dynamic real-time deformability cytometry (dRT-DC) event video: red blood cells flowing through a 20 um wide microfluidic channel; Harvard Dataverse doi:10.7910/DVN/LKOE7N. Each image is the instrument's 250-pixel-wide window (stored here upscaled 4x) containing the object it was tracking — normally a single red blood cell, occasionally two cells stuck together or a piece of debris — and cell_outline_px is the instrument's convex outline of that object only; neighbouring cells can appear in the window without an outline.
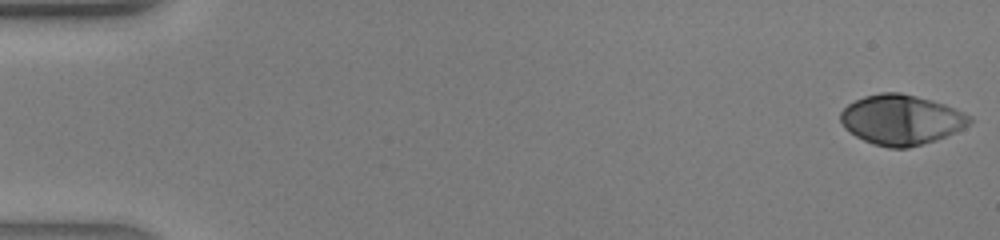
{"species": "human", "species_latin": "Homo sapiens", "temperature_condition": "warm", "stored_images_in_passage": 42, "camera_frame_rate_fps": 3000, "um_per_image_px": 0.085, "donor": {"sex": "male"}, "frame": {"image": 1, "passage_image": 1, "time_ms": 0.0, "image_size_px": [1000, 240], "cell_outline_px": [[972, 120], [964, 128], [936, 140], [908, 148], [888, 148], [864, 140], [856, 136], [844, 128], [840, 120], [840, 112], [848, 104], [864, 96], [880, 92], [900, 92], [932, 100], [944, 104], [972, 116]], "centroid_in_image_um": [76.59, 10.17], "position_along_channel_um": 8.4, "area_um2": 37.51}}
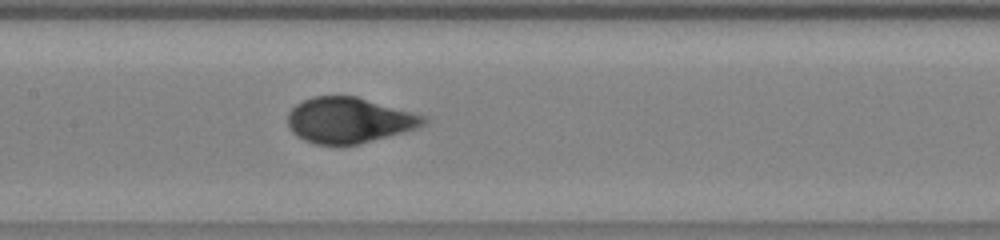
{"frame": {"image": 2, "passage_image": 21, "time_ms": 6.667, "image_size_px": [1000, 240], "cell_outline_px": [[428, 120], [420, 128], [360, 144], [316, 144], [304, 140], [296, 136], [292, 132], [288, 124], [288, 112], [296, 104], [312, 96], [356, 96], [428, 116]], "centroid_in_image_um": [29.7, 10.22], "position_along_channel_um": 177.7, "area_um2": 36.3}}
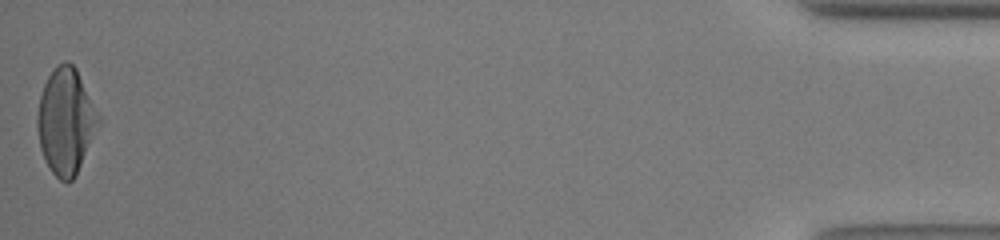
{"frame": {"image": 3, "passage_image": 42, "time_ms": 13.667, "image_size_px": [1000, 240], "cell_outline_px": [[100, 124], [72, 180], [68, 184], [60, 180], [52, 172], [40, 148], [36, 128], [36, 116], [40, 96], [44, 84], [48, 76], [56, 64], [64, 60], [68, 60], [76, 68], [100, 116]], "centroid_in_image_um": [5.57, 10.26], "position_along_channel_um": 429.6, "area_um2": 37.57}}